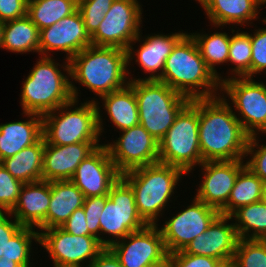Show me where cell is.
<instances>
[{"mask_svg": "<svg viewBox=\"0 0 266 267\" xmlns=\"http://www.w3.org/2000/svg\"><path fill=\"white\" fill-rule=\"evenodd\" d=\"M198 118L203 162L245 159L250 136L221 95L198 98Z\"/></svg>", "mask_w": 266, "mask_h": 267, "instance_id": "1", "label": "cell"}, {"mask_svg": "<svg viewBox=\"0 0 266 267\" xmlns=\"http://www.w3.org/2000/svg\"><path fill=\"white\" fill-rule=\"evenodd\" d=\"M69 62L74 100L80 101V85L96 95L90 100L87 98L83 101L96 102L98 98L129 84L127 51L124 49L90 45L73 56ZM77 83L79 87L75 86Z\"/></svg>", "mask_w": 266, "mask_h": 267, "instance_id": "2", "label": "cell"}, {"mask_svg": "<svg viewBox=\"0 0 266 267\" xmlns=\"http://www.w3.org/2000/svg\"><path fill=\"white\" fill-rule=\"evenodd\" d=\"M158 81L191 99L220 95L217 76L207 67L198 46L187 32L166 58Z\"/></svg>", "mask_w": 266, "mask_h": 267, "instance_id": "3", "label": "cell"}, {"mask_svg": "<svg viewBox=\"0 0 266 267\" xmlns=\"http://www.w3.org/2000/svg\"><path fill=\"white\" fill-rule=\"evenodd\" d=\"M184 175L187 174L179 167L157 162L127 171L121 177L134 191L141 218L148 225H157L162 223L160 219L165 217L169 203L175 197L177 201L178 196L174 195Z\"/></svg>", "mask_w": 266, "mask_h": 267, "instance_id": "4", "label": "cell"}, {"mask_svg": "<svg viewBox=\"0 0 266 267\" xmlns=\"http://www.w3.org/2000/svg\"><path fill=\"white\" fill-rule=\"evenodd\" d=\"M64 61L60 64L55 56H39L22 81L19 96L22 112L43 116L73 100L70 62Z\"/></svg>", "mask_w": 266, "mask_h": 267, "instance_id": "5", "label": "cell"}, {"mask_svg": "<svg viewBox=\"0 0 266 267\" xmlns=\"http://www.w3.org/2000/svg\"><path fill=\"white\" fill-rule=\"evenodd\" d=\"M139 124L159 143L190 99L158 80H130Z\"/></svg>", "mask_w": 266, "mask_h": 267, "instance_id": "6", "label": "cell"}, {"mask_svg": "<svg viewBox=\"0 0 266 267\" xmlns=\"http://www.w3.org/2000/svg\"><path fill=\"white\" fill-rule=\"evenodd\" d=\"M42 130L45 142L51 145L100 143L102 140L98 128L97 107L93 101L73 99L48 112L42 116Z\"/></svg>", "mask_w": 266, "mask_h": 267, "instance_id": "7", "label": "cell"}, {"mask_svg": "<svg viewBox=\"0 0 266 267\" xmlns=\"http://www.w3.org/2000/svg\"><path fill=\"white\" fill-rule=\"evenodd\" d=\"M198 137L197 98L191 99L180 111L173 125L159 141V162L179 167L189 176L203 163Z\"/></svg>", "mask_w": 266, "mask_h": 267, "instance_id": "8", "label": "cell"}, {"mask_svg": "<svg viewBox=\"0 0 266 267\" xmlns=\"http://www.w3.org/2000/svg\"><path fill=\"white\" fill-rule=\"evenodd\" d=\"M220 95L251 137L266 132V81L234 77L221 83ZM231 101V102H230Z\"/></svg>", "mask_w": 266, "mask_h": 267, "instance_id": "9", "label": "cell"}, {"mask_svg": "<svg viewBox=\"0 0 266 267\" xmlns=\"http://www.w3.org/2000/svg\"><path fill=\"white\" fill-rule=\"evenodd\" d=\"M108 196L99 218L100 242L105 247L148 225L137 210L133 189L122 177L111 187Z\"/></svg>", "mask_w": 266, "mask_h": 267, "instance_id": "10", "label": "cell"}, {"mask_svg": "<svg viewBox=\"0 0 266 267\" xmlns=\"http://www.w3.org/2000/svg\"><path fill=\"white\" fill-rule=\"evenodd\" d=\"M53 267H88L105 246L93 235H72L61 227L39 231V245Z\"/></svg>", "mask_w": 266, "mask_h": 267, "instance_id": "11", "label": "cell"}, {"mask_svg": "<svg viewBox=\"0 0 266 267\" xmlns=\"http://www.w3.org/2000/svg\"><path fill=\"white\" fill-rule=\"evenodd\" d=\"M140 0H114L90 36L94 46L117 47L127 50L143 28V8Z\"/></svg>", "mask_w": 266, "mask_h": 267, "instance_id": "12", "label": "cell"}, {"mask_svg": "<svg viewBox=\"0 0 266 267\" xmlns=\"http://www.w3.org/2000/svg\"><path fill=\"white\" fill-rule=\"evenodd\" d=\"M191 199L190 205H182L185 207L183 210L179 212L175 210L176 214L171 213L172 216H166L165 221H162L163 225L157 224L169 254L184 250L192 240L204 233L220 214L217 209L195 197Z\"/></svg>", "mask_w": 266, "mask_h": 267, "instance_id": "13", "label": "cell"}, {"mask_svg": "<svg viewBox=\"0 0 266 267\" xmlns=\"http://www.w3.org/2000/svg\"><path fill=\"white\" fill-rule=\"evenodd\" d=\"M188 31L171 33L157 32L142 36L140 34L131 42L127 48V72L129 80H158L165 65L166 58L171 54L173 47ZM136 43H138L136 45ZM136 45V46H135ZM135 48H134V47ZM137 47V49H136ZM138 65L146 77L134 76L131 63ZM131 65V66H130ZM131 73V74H130ZM139 77V78H136Z\"/></svg>", "mask_w": 266, "mask_h": 267, "instance_id": "14", "label": "cell"}, {"mask_svg": "<svg viewBox=\"0 0 266 267\" xmlns=\"http://www.w3.org/2000/svg\"><path fill=\"white\" fill-rule=\"evenodd\" d=\"M115 139L104 144L121 174L159 162V143L142 125L120 131Z\"/></svg>", "mask_w": 266, "mask_h": 267, "instance_id": "15", "label": "cell"}, {"mask_svg": "<svg viewBox=\"0 0 266 267\" xmlns=\"http://www.w3.org/2000/svg\"><path fill=\"white\" fill-rule=\"evenodd\" d=\"M90 45H92L91 38L85 30L84 20L79 10L52 26L40 30L39 56L54 57L53 54L57 51V53H64L62 60H70Z\"/></svg>", "mask_w": 266, "mask_h": 267, "instance_id": "16", "label": "cell"}, {"mask_svg": "<svg viewBox=\"0 0 266 267\" xmlns=\"http://www.w3.org/2000/svg\"><path fill=\"white\" fill-rule=\"evenodd\" d=\"M246 166L245 160L205 161L201 168L202 177L196 186L194 197L219 212L226 206L239 172Z\"/></svg>", "mask_w": 266, "mask_h": 267, "instance_id": "17", "label": "cell"}, {"mask_svg": "<svg viewBox=\"0 0 266 267\" xmlns=\"http://www.w3.org/2000/svg\"><path fill=\"white\" fill-rule=\"evenodd\" d=\"M109 248L124 267H146L168 254L157 225H147L131 232Z\"/></svg>", "mask_w": 266, "mask_h": 267, "instance_id": "18", "label": "cell"}, {"mask_svg": "<svg viewBox=\"0 0 266 267\" xmlns=\"http://www.w3.org/2000/svg\"><path fill=\"white\" fill-rule=\"evenodd\" d=\"M121 177L103 143L77 167L71 181L83 192L85 198L108 195L111 187Z\"/></svg>", "mask_w": 266, "mask_h": 267, "instance_id": "19", "label": "cell"}, {"mask_svg": "<svg viewBox=\"0 0 266 267\" xmlns=\"http://www.w3.org/2000/svg\"><path fill=\"white\" fill-rule=\"evenodd\" d=\"M238 241L232 218L219 214L208 229L192 240L183 251L187 254L216 258L224 263L233 261Z\"/></svg>", "mask_w": 266, "mask_h": 267, "instance_id": "20", "label": "cell"}, {"mask_svg": "<svg viewBox=\"0 0 266 267\" xmlns=\"http://www.w3.org/2000/svg\"><path fill=\"white\" fill-rule=\"evenodd\" d=\"M204 10L210 25L218 27L254 26L258 21L266 0H195ZM258 19V20H257ZM253 24V25H252ZM228 25V26H227Z\"/></svg>", "mask_w": 266, "mask_h": 267, "instance_id": "21", "label": "cell"}, {"mask_svg": "<svg viewBox=\"0 0 266 267\" xmlns=\"http://www.w3.org/2000/svg\"><path fill=\"white\" fill-rule=\"evenodd\" d=\"M103 143L51 145L45 142L43 153L42 180H71L78 165Z\"/></svg>", "mask_w": 266, "mask_h": 267, "instance_id": "22", "label": "cell"}, {"mask_svg": "<svg viewBox=\"0 0 266 267\" xmlns=\"http://www.w3.org/2000/svg\"><path fill=\"white\" fill-rule=\"evenodd\" d=\"M51 199V182L37 181L23 184L17 204L10 214L23 226L47 229V211Z\"/></svg>", "mask_w": 266, "mask_h": 267, "instance_id": "23", "label": "cell"}, {"mask_svg": "<svg viewBox=\"0 0 266 267\" xmlns=\"http://www.w3.org/2000/svg\"><path fill=\"white\" fill-rule=\"evenodd\" d=\"M98 100L102 103L101 105L99 101L95 102L98 114V128L101 137H104L102 135L105 132L107 133V131H104L107 130L105 129V126H107L105 124L106 122H104L107 119L106 117H108L110 123H113V127L117 128V130L114 128L116 132L139 125L137 99L134 89L129 84L120 90L100 97ZM102 109L105 111L103 112ZM104 113L106 114L105 118Z\"/></svg>", "mask_w": 266, "mask_h": 267, "instance_id": "24", "label": "cell"}, {"mask_svg": "<svg viewBox=\"0 0 266 267\" xmlns=\"http://www.w3.org/2000/svg\"><path fill=\"white\" fill-rule=\"evenodd\" d=\"M26 120L0 124V161L36 143L42 136V115L23 112Z\"/></svg>", "mask_w": 266, "mask_h": 267, "instance_id": "25", "label": "cell"}, {"mask_svg": "<svg viewBox=\"0 0 266 267\" xmlns=\"http://www.w3.org/2000/svg\"><path fill=\"white\" fill-rule=\"evenodd\" d=\"M83 192L71 181H51V199L47 211V229L61 227L83 206Z\"/></svg>", "mask_w": 266, "mask_h": 267, "instance_id": "26", "label": "cell"}, {"mask_svg": "<svg viewBox=\"0 0 266 267\" xmlns=\"http://www.w3.org/2000/svg\"><path fill=\"white\" fill-rule=\"evenodd\" d=\"M215 27V32H193L189 34L192 36V38L195 40L198 49L200 51V54L202 58L204 59L207 67L213 72L215 76H217L220 83L223 82V73L221 74L219 71H217L219 66H225L228 65V57H229V46H230V40H231V33L232 28L231 26L228 27V31L230 33H226L227 31H221L222 29H225L227 27ZM221 28V29H218ZM231 28V29H230ZM219 30L216 31V30ZM209 33V34H208ZM211 33V34H210ZM217 67V68H216Z\"/></svg>", "mask_w": 266, "mask_h": 267, "instance_id": "27", "label": "cell"}, {"mask_svg": "<svg viewBox=\"0 0 266 267\" xmlns=\"http://www.w3.org/2000/svg\"><path fill=\"white\" fill-rule=\"evenodd\" d=\"M44 149L45 140L42 136L36 143L1 160L0 164L23 184L41 181Z\"/></svg>", "mask_w": 266, "mask_h": 267, "instance_id": "28", "label": "cell"}, {"mask_svg": "<svg viewBox=\"0 0 266 267\" xmlns=\"http://www.w3.org/2000/svg\"><path fill=\"white\" fill-rule=\"evenodd\" d=\"M40 31L28 16L6 21L3 27L2 49L15 54L36 53L39 56Z\"/></svg>", "mask_w": 266, "mask_h": 267, "instance_id": "29", "label": "cell"}, {"mask_svg": "<svg viewBox=\"0 0 266 267\" xmlns=\"http://www.w3.org/2000/svg\"><path fill=\"white\" fill-rule=\"evenodd\" d=\"M264 182L245 166L238 174L226 206L220 214L230 216L241 206L261 201Z\"/></svg>", "mask_w": 266, "mask_h": 267, "instance_id": "30", "label": "cell"}, {"mask_svg": "<svg viewBox=\"0 0 266 267\" xmlns=\"http://www.w3.org/2000/svg\"><path fill=\"white\" fill-rule=\"evenodd\" d=\"M230 217L239 239L266 240V204L262 201L241 206Z\"/></svg>", "mask_w": 266, "mask_h": 267, "instance_id": "31", "label": "cell"}, {"mask_svg": "<svg viewBox=\"0 0 266 267\" xmlns=\"http://www.w3.org/2000/svg\"><path fill=\"white\" fill-rule=\"evenodd\" d=\"M77 10V0H28L27 16L40 31Z\"/></svg>", "mask_w": 266, "mask_h": 267, "instance_id": "32", "label": "cell"}, {"mask_svg": "<svg viewBox=\"0 0 266 267\" xmlns=\"http://www.w3.org/2000/svg\"><path fill=\"white\" fill-rule=\"evenodd\" d=\"M241 30V27L238 29L232 27L228 57V67L230 65L231 67L227 69L225 74L228 75L223 77V81L234 77L251 78L252 44L250 31Z\"/></svg>", "mask_w": 266, "mask_h": 267, "instance_id": "33", "label": "cell"}, {"mask_svg": "<svg viewBox=\"0 0 266 267\" xmlns=\"http://www.w3.org/2000/svg\"><path fill=\"white\" fill-rule=\"evenodd\" d=\"M33 243L39 244V231L32 227H21L8 241L6 256L3 259L13 260L21 267H32L34 264ZM32 261V262H31Z\"/></svg>", "mask_w": 266, "mask_h": 267, "instance_id": "34", "label": "cell"}, {"mask_svg": "<svg viewBox=\"0 0 266 267\" xmlns=\"http://www.w3.org/2000/svg\"><path fill=\"white\" fill-rule=\"evenodd\" d=\"M233 262L238 267H266V240L239 239Z\"/></svg>", "mask_w": 266, "mask_h": 267, "instance_id": "35", "label": "cell"}, {"mask_svg": "<svg viewBox=\"0 0 266 267\" xmlns=\"http://www.w3.org/2000/svg\"><path fill=\"white\" fill-rule=\"evenodd\" d=\"M114 0H85L78 3L86 32L91 36L98 28Z\"/></svg>", "mask_w": 266, "mask_h": 267, "instance_id": "36", "label": "cell"}, {"mask_svg": "<svg viewBox=\"0 0 266 267\" xmlns=\"http://www.w3.org/2000/svg\"><path fill=\"white\" fill-rule=\"evenodd\" d=\"M259 21H262L265 27L255 28L250 32L252 44L251 78H256L258 74H266V17Z\"/></svg>", "mask_w": 266, "mask_h": 267, "instance_id": "37", "label": "cell"}, {"mask_svg": "<svg viewBox=\"0 0 266 267\" xmlns=\"http://www.w3.org/2000/svg\"><path fill=\"white\" fill-rule=\"evenodd\" d=\"M260 136L263 135L258 134L249 138L244 160L246 166L263 182H266V143L259 138Z\"/></svg>", "mask_w": 266, "mask_h": 267, "instance_id": "38", "label": "cell"}, {"mask_svg": "<svg viewBox=\"0 0 266 267\" xmlns=\"http://www.w3.org/2000/svg\"><path fill=\"white\" fill-rule=\"evenodd\" d=\"M23 183L0 164V212H10L17 204Z\"/></svg>", "mask_w": 266, "mask_h": 267, "instance_id": "39", "label": "cell"}, {"mask_svg": "<svg viewBox=\"0 0 266 267\" xmlns=\"http://www.w3.org/2000/svg\"><path fill=\"white\" fill-rule=\"evenodd\" d=\"M108 195L89 197L84 199L83 209L87 221L89 232L100 241V223L99 218L105 207Z\"/></svg>", "mask_w": 266, "mask_h": 267, "instance_id": "40", "label": "cell"}, {"mask_svg": "<svg viewBox=\"0 0 266 267\" xmlns=\"http://www.w3.org/2000/svg\"><path fill=\"white\" fill-rule=\"evenodd\" d=\"M173 267H220L222 261L208 256L187 254L183 250L170 254Z\"/></svg>", "mask_w": 266, "mask_h": 267, "instance_id": "41", "label": "cell"}, {"mask_svg": "<svg viewBox=\"0 0 266 267\" xmlns=\"http://www.w3.org/2000/svg\"><path fill=\"white\" fill-rule=\"evenodd\" d=\"M22 227L10 214L0 212V257L6 256L7 241Z\"/></svg>", "mask_w": 266, "mask_h": 267, "instance_id": "42", "label": "cell"}, {"mask_svg": "<svg viewBox=\"0 0 266 267\" xmlns=\"http://www.w3.org/2000/svg\"><path fill=\"white\" fill-rule=\"evenodd\" d=\"M28 0H0V20L3 22L27 16Z\"/></svg>", "mask_w": 266, "mask_h": 267, "instance_id": "43", "label": "cell"}, {"mask_svg": "<svg viewBox=\"0 0 266 267\" xmlns=\"http://www.w3.org/2000/svg\"><path fill=\"white\" fill-rule=\"evenodd\" d=\"M61 228L72 235H92L87 228V221L83 207L76 209Z\"/></svg>", "mask_w": 266, "mask_h": 267, "instance_id": "44", "label": "cell"}, {"mask_svg": "<svg viewBox=\"0 0 266 267\" xmlns=\"http://www.w3.org/2000/svg\"><path fill=\"white\" fill-rule=\"evenodd\" d=\"M88 267H124L118 257L109 248L105 247L90 263Z\"/></svg>", "mask_w": 266, "mask_h": 267, "instance_id": "45", "label": "cell"}, {"mask_svg": "<svg viewBox=\"0 0 266 267\" xmlns=\"http://www.w3.org/2000/svg\"><path fill=\"white\" fill-rule=\"evenodd\" d=\"M146 267H173L170 254L168 253L163 259L158 262L147 265Z\"/></svg>", "mask_w": 266, "mask_h": 267, "instance_id": "46", "label": "cell"}, {"mask_svg": "<svg viewBox=\"0 0 266 267\" xmlns=\"http://www.w3.org/2000/svg\"><path fill=\"white\" fill-rule=\"evenodd\" d=\"M0 267H21L17 262L13 260L3 259L0 257Z\"/></svg>", "mask_w": 266, "mask_h": 267, "instance_id": "47", "label": "cell"}, {"mask_svg": "<svg viewBox=\"0 0 266 267\" xmlns=\"http://www.w3.org/2000/svg\"><path fill=\"white\" fill-rule=\"evenodd\" d=\"M261 201L266 204V182H264L263 187H262Z\"/></svg>", "mask_w": 266, "mask_h": 267, "instance_id": "48", "label": "cell"}, {"mask_svg": "<svg viewBox=\"0 0 266 267\" xmlns=\"http://www.w3.org/2000/svg\"><path fill=\"white\" fill-rule=\"evenodd\" d=\"M3 21L0 20V48L2 49V35H3V27H4Z\"/></svg>", "mask_w": 266, "mask_h": 267, "instance_id": "49", "label": "cell"}, {"mask_svg": "<svg viewBox=\"0 0 266 267\" xmlns=\"http://www.w3.org/2000/svg\"><path fill=\"white\" fill-rule=\"evenodd\" d=\"M220 267H238L233 261L224 262Z\"/></svg>", "mask_w": 266, "mask_h": 267, "instance_id": "50", "label": "cell"}]
</instances>
